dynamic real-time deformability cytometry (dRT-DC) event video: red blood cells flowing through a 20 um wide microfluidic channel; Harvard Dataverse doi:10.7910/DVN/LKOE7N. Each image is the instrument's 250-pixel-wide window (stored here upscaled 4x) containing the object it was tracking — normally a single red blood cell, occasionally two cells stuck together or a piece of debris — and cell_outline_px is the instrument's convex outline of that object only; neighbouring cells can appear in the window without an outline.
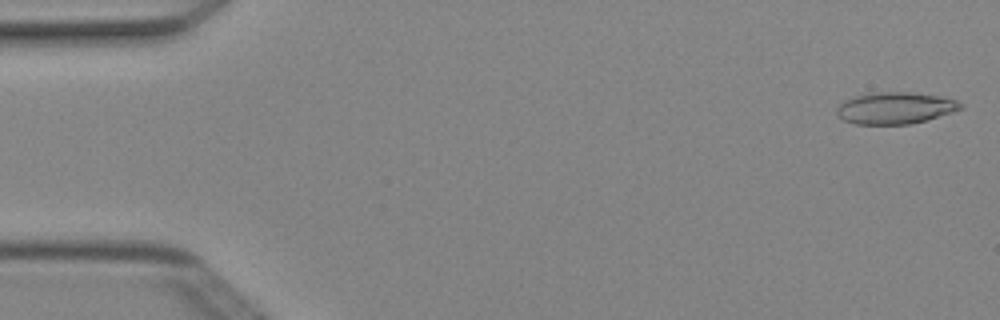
{"species": "Egyptian fruit bat (a non-hibernating species)", "species_latin": "Rousettus aegyptiacus", "temperature_condition": "cold", "stored_images_in_passage": 4, "camera_frame_rate_fps": 3000, "um_per_image_px": 0.085, "animal": {"sex": "female"}, "frame": {"image": 1, "passage_image": 1, "time_ms": 0.0, "image_size_px": [1000, 320], "cell_outline_px": [[964, 108], [952, 112], [924, 120], [908, 124], [856, 124], [844, 120], [836, 112], [836, 108], [844, 100], [856, 96], [872, 92], [908, 92], [940, 96], [956, 100], [964, 104]], "centroid_in_image_um": [76.09, 9.17], "position_along_channel_um": 8.9, "area_um2": 22.72}}
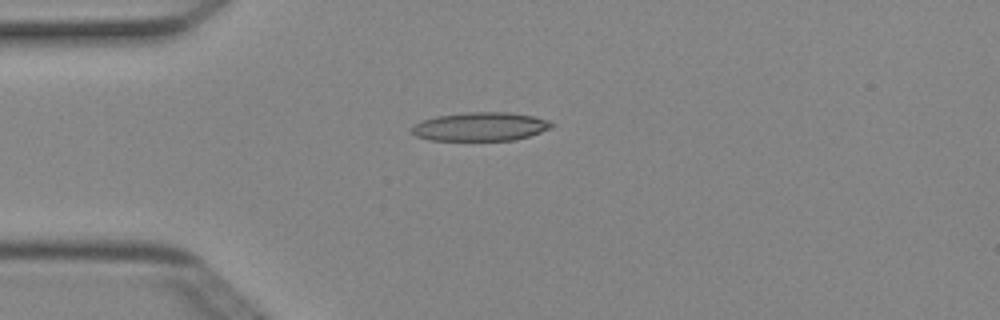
{"frame": {"image": 2, "passage_image": 4, "time_ms": 1.0, "image_size_px": [1000, 320], "cell_outline_px": [[556, 124], [552, 128], [516, 140], [432, 140], [416, 136], [412, 132], [412, 128], [416, 124], [424, 120], [436, 116], [464, 112], [508, 112], [532, 116], [548, 120]], "centroid_in_image_um": [40.88, 10.76], "position_along_channel_um": 44.1, "area_um2": 23.24}}